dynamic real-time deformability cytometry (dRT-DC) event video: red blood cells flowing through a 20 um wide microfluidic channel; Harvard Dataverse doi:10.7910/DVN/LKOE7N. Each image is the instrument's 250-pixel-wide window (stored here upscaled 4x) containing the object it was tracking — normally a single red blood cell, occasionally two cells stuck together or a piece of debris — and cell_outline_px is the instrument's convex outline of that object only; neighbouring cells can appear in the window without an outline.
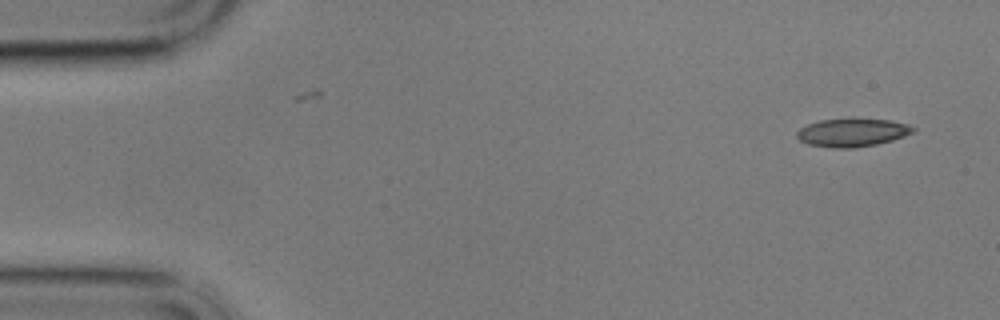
{"species": "common noctule bat (a hibernating species)", "species_latin": "Nyctalus noctula", "temperature_condition": "cold", "stored_images_in_passage": 55, "camera_frame_rate_fps": 3000, "um_per_image_px": 0.085, "animal": {"sex": "male", "body_mass_g": 17.9}, "frame": {"image": 1, "passage_image": 1, "time_ms": 0.0, "image_size_px": [1000, 320], "cell_outline_px": [[916, 132], [892, 140], [876, 144], [852, 148], [832, 148], [808, 144], [800, 140], [796, 136], [796, 132], [800, 128], [808, 124], [820, 120], [892, 120], [908, 124], [916, 128]], "centroid_in_image_um": [72.46, 11.28], "position_along_channel_um": 12.5, "area_um2": 18.79}}
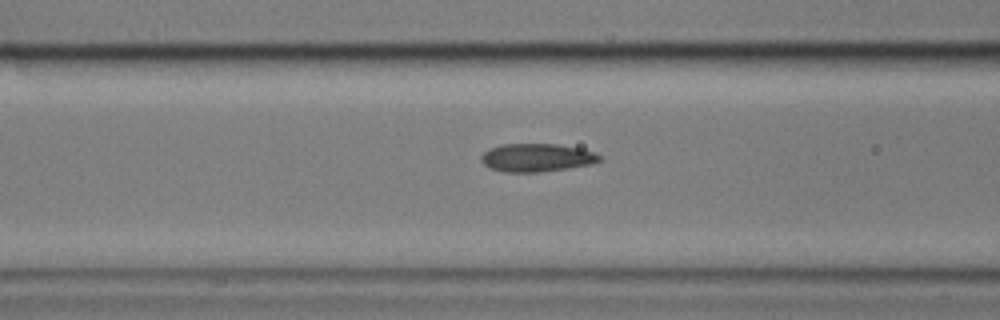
{"frame": {"image": 2, "passage_image": 20, "time_ms": 6.333, "image_size_px": [1000, 320], "cell_outline_px": [[604, 156], [600, 160], [592, 164], [568, 168], [540, 172], [504, 172], [488, 168], [480, 160], [480, 156], [488, 148], [500, 144], [556, 144], [580, 148]], "centroid_in_image_um": [45.59, 13.4], "position_along_channel_um": 121.0, "area_um2": 19.59}}
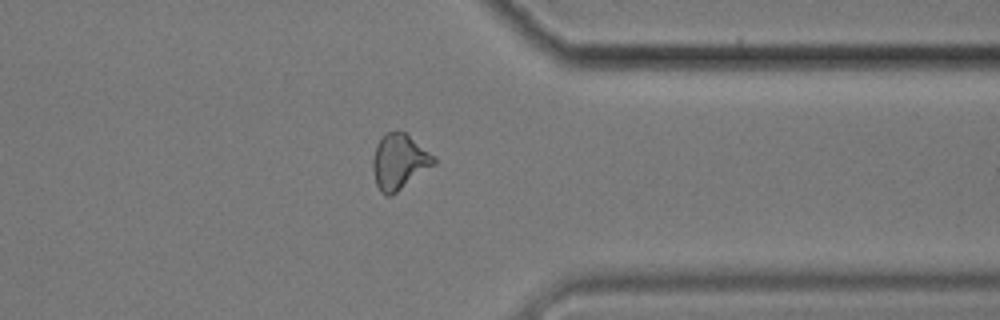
{"frame": {"image": 3, "passage_image": 43, "time_ms": 14.0, "image_size_px": [1000, 320], "cell_outline_px": [[436, 164], [392, 196], [384, 196], [380, 192], [376, 184], [372, 168], [372, 160], [376, 144], [380, 136], [384, 132], [404, 132], [436, 156]], "centroid_in_image_um": [33.93, 13.76], "position_along_channel_um": 377.5, "area_um2": 20.0}, "authors_computed_cell_mechanics": {"area_um2": 19.4208, "velocity_mm_per_s": 3.427, "shape_relaxation_time_tau1_ms": 11.1011, "shape_relaxation_time_tau2_ms": 4.1147, "deformation_change_tau1": 0.1862, "deformation_change_tau2": 0.1033}}